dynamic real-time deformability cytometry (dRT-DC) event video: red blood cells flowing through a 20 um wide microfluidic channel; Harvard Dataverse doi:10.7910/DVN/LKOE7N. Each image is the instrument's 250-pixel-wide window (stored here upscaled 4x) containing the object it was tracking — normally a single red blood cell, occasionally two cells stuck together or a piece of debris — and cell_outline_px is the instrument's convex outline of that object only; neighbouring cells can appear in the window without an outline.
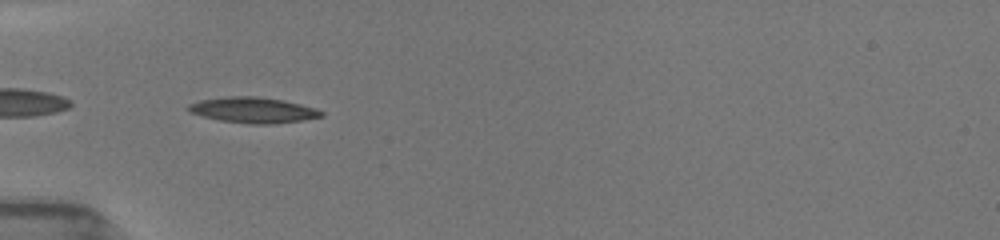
{"species": "common noctule bat (a hibernating species)", "species_latin": "Nyctalus noctula", "temperature_condition": "room temperature", "stored_images_in_passage": 36, "camera_frame_rate_fps": 3000, "um_per_image_px": 0.085, "animal": {"sex": "female", "body_mass_g": 19.5, "forearm_length_mm": 54.1}, "frame": {"image": 1, "passage_image": 1, "time_ms": 0.0, "image_size_px": [1000, 240], "cell_outline_px": [[324, 116], [300, 120], [272, 124], [248, 124], [220, 120], [188, 112], [188, 104], [200, 100], [228, 96], [256, 96], [280, 100], [300, 104], [316, 108], [324, 112]], "centroid_in_image_um": [21.51, 9.35], "position_along_channel_um": 63.5, "area_um2": 19.71}}
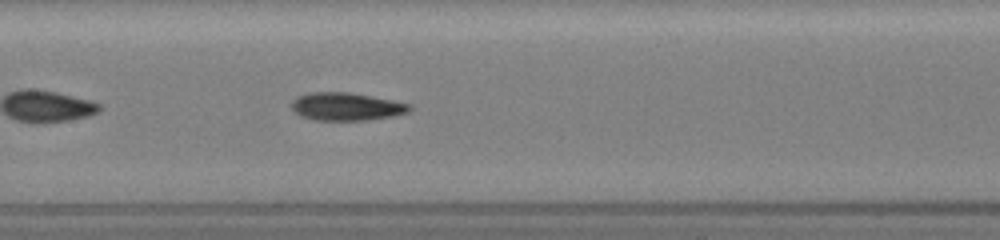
{"frame": {"image": 2, "passage_image": 10, "time_ms": 3.0, "image_size_px": [1000, 240], "cell_outline_px": [[412, 108], [408, 112], [392, 116], [364, 120], [312, 120], [300, 116], [292, 108], [292, 100], [296, 96], [308, 92], [348, 92], [392, 100], [412, 104]], "centroid_in_image_um": [29.41, 9.05], "position_along_channel_um": 178.0, "area_um2": 19.19}}
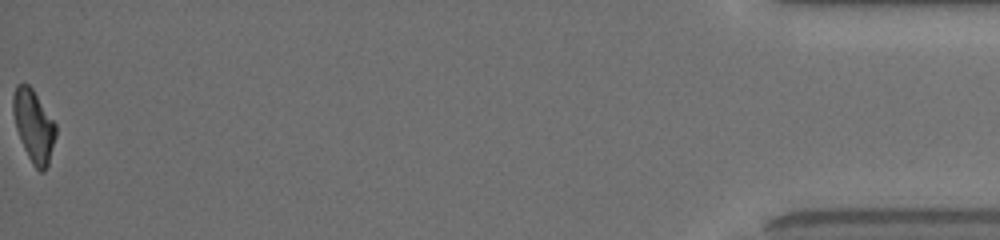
{"frame": {"image": 3, "passage_image": 36, "time_ms": 11.667, "image_size_px": [1000, 240], "cell_outline_px": [[56, 136], [48, 164], [44, 172], [40, 172], [32, 164], [24, 148], [16, 128], [12, 112], [12, 96], [16, 84], [28, 84], [32, 88], [56, 124]], "centroid_in_image_um": [2.85, 10.69], "position_along_channel_um": 432.3, "area_um2": 17.92}, "authors_computed_cell_mechanics": {"area_um2": 18.6405, "velocity_mm_per_s": 3.9629, "shape_relaxation_time_tau1_ms": 4.2377, "shape_relaxation_time_tau2_ms": 2.4475, "deformation_change_tau1": 0.1646, "deformation_change_tau2": 0.096}}